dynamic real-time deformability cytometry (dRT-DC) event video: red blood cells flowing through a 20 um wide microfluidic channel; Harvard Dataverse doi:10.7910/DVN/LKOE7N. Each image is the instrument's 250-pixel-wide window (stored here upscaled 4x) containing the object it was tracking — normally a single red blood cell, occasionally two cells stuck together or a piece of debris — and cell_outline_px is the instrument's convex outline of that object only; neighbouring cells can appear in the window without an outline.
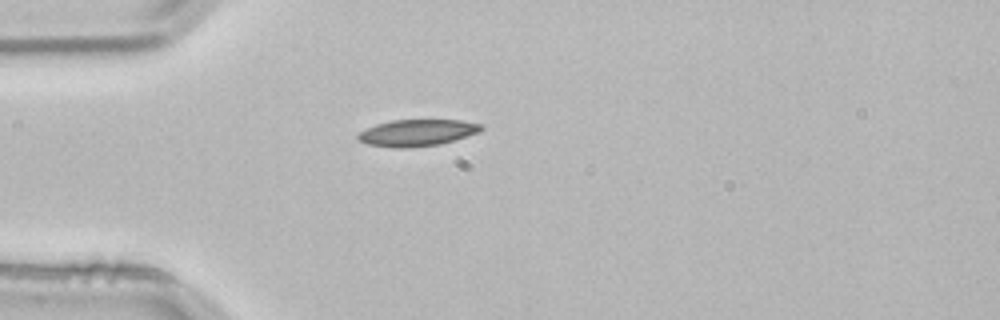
{"species": "common noctule bat (a hibernating species)", "species_latin": "Nyctalus noctula", "temperature_condition": "room temperature", "stored_images_in_passage": 4, "camera_frame_rate_fps": 3000, "um_per_image_px": 0.085, "animal": {"sex": "male", "body_mass_g": 21.5, "forearm_length_mm": 52.0}, "frame": {"image": 1, "passage_image": 4, "time_ms": 1.0, "image_size_px": [1000, 320], "cell_outline_px": [[484, 128], [480, 132], [440, 144], [408, 148], [396, 148], [368, 144], [360, 140], [356, 136], [360, 132], [376, 124], [392, 120], [460, 120], [484, 124]], "centroid_in_image_um": [35.5, 11.28], "position_along_channel_um": 49.5, "area_um2": 19.07}}